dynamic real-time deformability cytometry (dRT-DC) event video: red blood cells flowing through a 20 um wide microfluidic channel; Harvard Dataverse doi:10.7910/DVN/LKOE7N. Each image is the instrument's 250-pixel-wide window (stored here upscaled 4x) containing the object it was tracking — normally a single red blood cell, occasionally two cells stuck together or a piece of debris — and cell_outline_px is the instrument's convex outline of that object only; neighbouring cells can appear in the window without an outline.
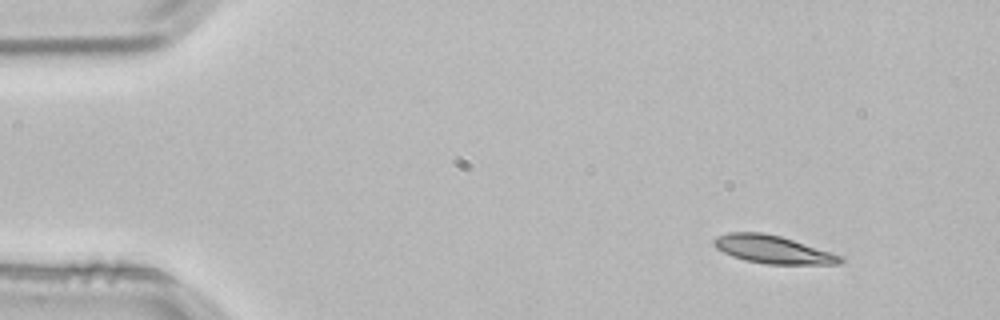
{"species": "common noctule bat (a hibernating species)", "species_latin": "Nyctalus noctula", "temperature_condition": "room temperature", "stored_images_in_passage": 3, "camera_frame_rate_fps": 3000, "um_per_image_px": 0.085, "animal": {"sex": "male", "body_mass_g": 21.5, "forearm_length_mm": 52.0}, "frame": {"image": 1, "passage_image": 1, "time_ms": 0.0, "image_size_px": [1000, 320], "cell_outline_px": [[844, 260], [840, 264], [768, 264], [744, 260], [732, 256], [716, 248], [712, 244], [712, 240], [716, 236], [728, 232], [764, 232], [780, 236], [844, 256]], "centroid_in_image_um": [65.67, 21.2], "position_along_channel_um": 19.3, "area_um2": 20.63}}
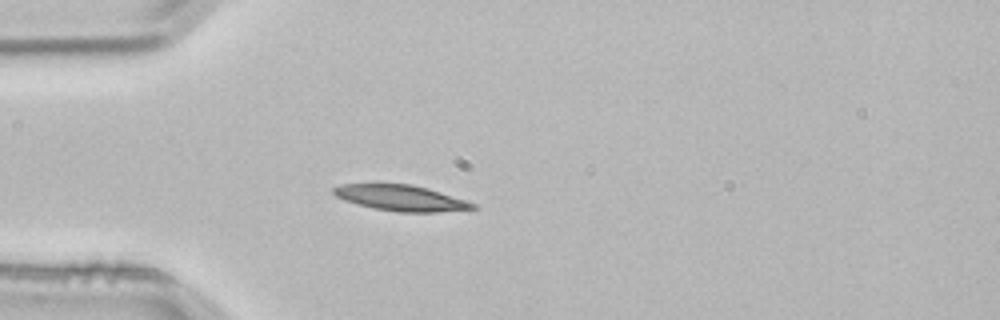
{"frame": {"image": 2, "passage_image": 3, "time_ms": 0.667, "image_size_px": [1000, 320], "cell_outline_px": [[480, 208], [436, 212], [396, 212], [372, 208], [356, 204], [344, 200], [336, 196], [332, 192], [332, 188], [340, 184], [380, 180], [412, 184], [428, 188], [476, 204]], "centroid_in_image_um": [33.95, 16.77], "position_along_channel_um": 51.0, "area_um2": 21.96}}